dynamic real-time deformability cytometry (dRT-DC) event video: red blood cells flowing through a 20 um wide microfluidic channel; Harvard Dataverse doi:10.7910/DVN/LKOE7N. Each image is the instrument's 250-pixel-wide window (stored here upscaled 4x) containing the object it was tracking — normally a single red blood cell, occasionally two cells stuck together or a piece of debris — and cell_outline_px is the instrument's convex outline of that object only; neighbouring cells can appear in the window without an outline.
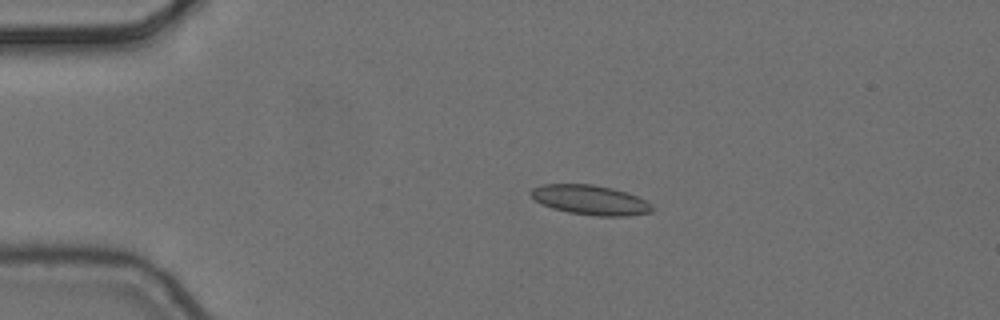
{"species": "common noctule bat (a hibernating species)", "species_latin": "Nyctalus noctula", "temperature_condition": "cold", "stored_images_in_passage": 3, "camera_frame_rate_fps": 3000, "um_per_image_px": 0.085, "animal": {"sex": "female", "body_mass_g": 24.6, "forearm_length_mm": 56.2}, "frame": {"image": 1, "passage_image": 3, "time_ms": 0.667, "image_size_px": [1000, 320], "cell_outline_px": [[652, 212], [628, 216], [596, 216], [568, 212], [552, 208], [536, 200], [532, 196], [532, 188], [544, 184], [592, 184], [612, 188], [636, 196], [652, 204]], "centroid_in_image_um": [50.2, 17.0], "position_along_channel_um": 34.8, "area_um2": 20.69}}